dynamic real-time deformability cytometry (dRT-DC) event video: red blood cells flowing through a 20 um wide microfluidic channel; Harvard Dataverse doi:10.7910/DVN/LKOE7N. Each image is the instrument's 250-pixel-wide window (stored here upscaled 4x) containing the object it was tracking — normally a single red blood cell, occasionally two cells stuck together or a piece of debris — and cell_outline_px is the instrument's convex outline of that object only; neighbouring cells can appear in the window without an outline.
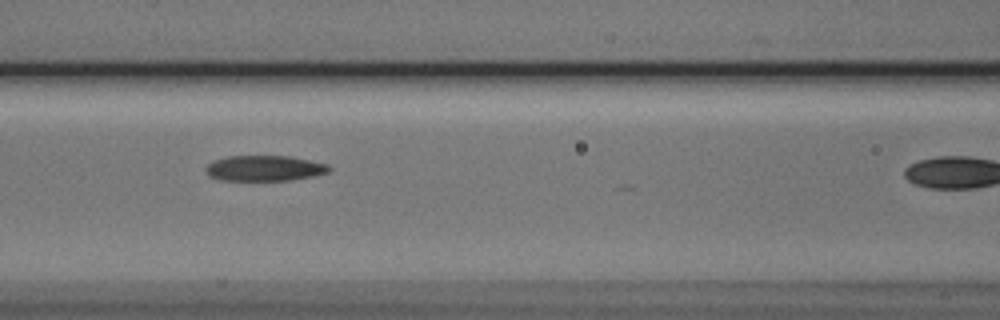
{"species": "Egyptian fruit bat (a non-hibernating species)", "species_latin": "Rousettus aegyptiacus", "temperature_condition": "cold", "stored_images_in_passage": 5, "camera_frame_rate_fps": 3000, "um_per_image_px": 0.085, "animal": {"sex": "male"}, "frame": {"image": 1, "passage_image": 4, "time_ms": 4.333, "image_size_px": [1000, 320], "cell_outline_px": [[332, 168], [328, 172], [316, 176], [288, 180], [220, 180], [208, 176], [204, 168], [212, 160], [228, 156], [288, 156], [328, 164]], "centroid_in_image_um": [22.46, 14.3], "position_along_channel_um": 144.1, "area_um2": 18.44}}